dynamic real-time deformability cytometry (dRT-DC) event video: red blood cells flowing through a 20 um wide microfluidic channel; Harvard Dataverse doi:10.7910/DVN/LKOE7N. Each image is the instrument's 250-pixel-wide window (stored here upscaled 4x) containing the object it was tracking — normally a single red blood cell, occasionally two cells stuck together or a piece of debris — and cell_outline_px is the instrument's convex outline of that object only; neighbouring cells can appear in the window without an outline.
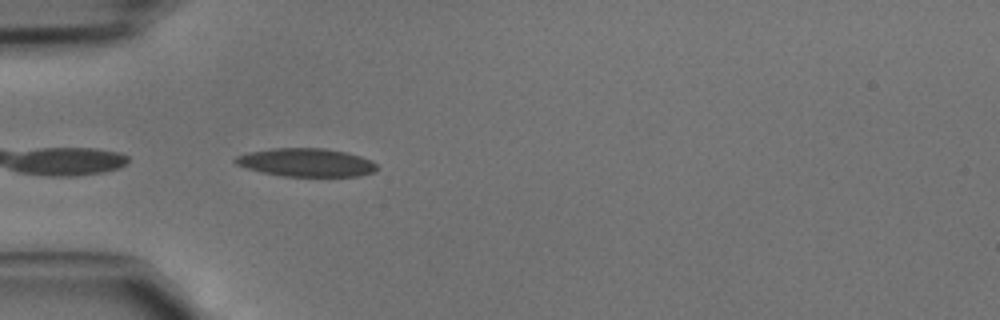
{"species": "common noctule bat (a hibernating species)", "species_latin": "Nyctalus noctula", "temperature_condition": "cold", "stored_images_in_passage": 4, "camera_frame_rate_fps": 3000, "um_per_image_px": 0.085, "animal": {"sex": "male", "body_mass_g": 15.6}, "frame": {"image": 1, "passage_image": 1, "time_ms": 0.0, "image_size_px": [1000, 320], "cell_outline_px": [[376, 168], [372, 172], [360, 176], [284, 176], [260, 172], [236, 164], [232, 160], [236, 156], [248, 152], [272, 148], [324, 148], [348, 152], [372, 160], [376, 164]], "centroid_in_image_um": [26.01, 13.8], "position_along_channel_um": 59.0, "area_um2": 23.35}}